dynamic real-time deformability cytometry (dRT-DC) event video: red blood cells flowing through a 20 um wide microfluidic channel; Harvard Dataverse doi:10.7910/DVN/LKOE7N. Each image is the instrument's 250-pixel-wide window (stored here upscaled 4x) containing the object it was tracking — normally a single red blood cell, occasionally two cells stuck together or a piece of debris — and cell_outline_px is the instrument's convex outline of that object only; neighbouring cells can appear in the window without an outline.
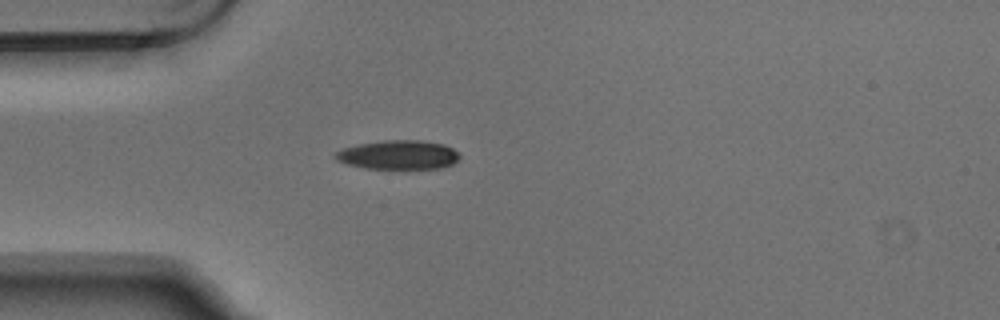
{"species": "Egyptian fruit bat (a non-hibernating species)", "species_latin": "Rousettus aegyptiacus", "temperature_condition": "warm", "stored_images_in_passage": 1, "camera_frame_rate_fps": 3000, "um_per_image_px": 0.085, "animal": {"sex": "male"}, "frame": {"image": 1, "passage_image": 1, "time_ms": 0.0, "image_size_px": [1000, 320], "cell_outline_px": [[460, 156], [452, 164], [440, 168], [364, 168], [348, 164], [336, 160], [336, 152], [344, 148], [360, 144], [380, 140], [420, 140], [444, 144], [460, 152]], "centroid_in_image_um": [33.89, 13.15], "position_along_channel_um": 51.1, "area_um2": 20.87}}